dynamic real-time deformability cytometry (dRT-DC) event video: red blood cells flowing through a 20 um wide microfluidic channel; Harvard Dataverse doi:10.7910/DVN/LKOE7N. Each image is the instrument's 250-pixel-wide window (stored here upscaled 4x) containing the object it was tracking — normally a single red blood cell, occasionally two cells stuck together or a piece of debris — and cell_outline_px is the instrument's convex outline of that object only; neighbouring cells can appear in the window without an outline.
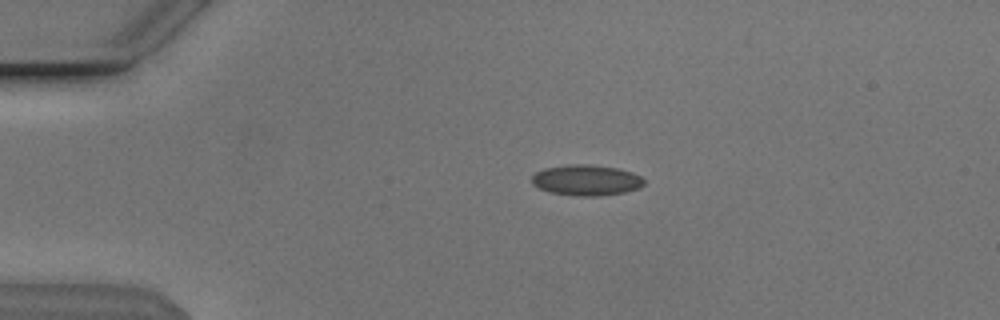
{"species": "Egyptian fruit bat (a non-hibernating species)", "species_latin": "Rousettus aegyptiacus", "temperature_condition": "cold", "stored_images_in_passage": 44, "camera_frame_rate_fps": 3000, "um_per_image_px": 0.085, "animal": {"sex": "male"}, "frame": {"image": 1, "passage_image": 2, "time_ms": 0.333, "image_size_px": [1000, 320], "cell_outline_px": [[644, 184], [640, 188], [624, 192], [596, 196], [576, 196], [548, 192], [532, 184], [532, 176], [536, 172], [544, 168], [568, 164], [588, 164], [616, 168], [632, 172], [640, 176], [644, 180]], "centroid_in_image_um": [49.82, 15.31], "position_along_channel_um": 35.2, "area_um2": 20.11}}
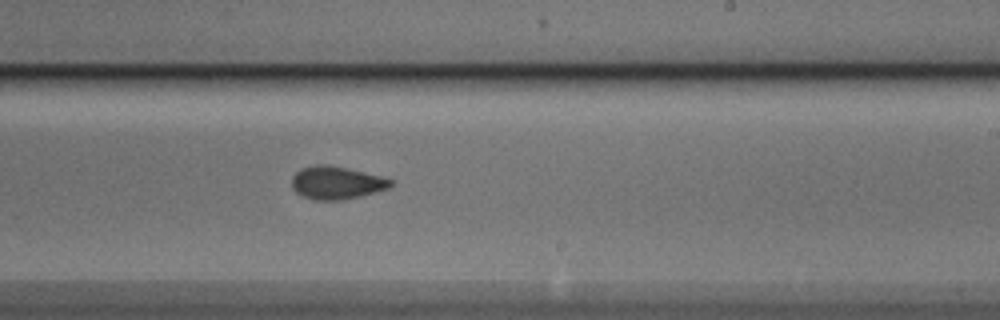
{"frame": {"image": 2, "passage_image": 23, "time_ms": 7.333, "image_size_px": [1000, 320], "cell_outline_px": [[392, 184], [388, 188], [376, 192], [344, 200], [312, 200], [296, 192], [292, 188], [292, 176], [300, 168], [316, 164], [328, 164], [348, 168], [384, 176], [392, 180]], "centroid_in_image_um": [28.6, 15.52], "position_along_channel_um": 260.4, "area_um2": 19.19}}
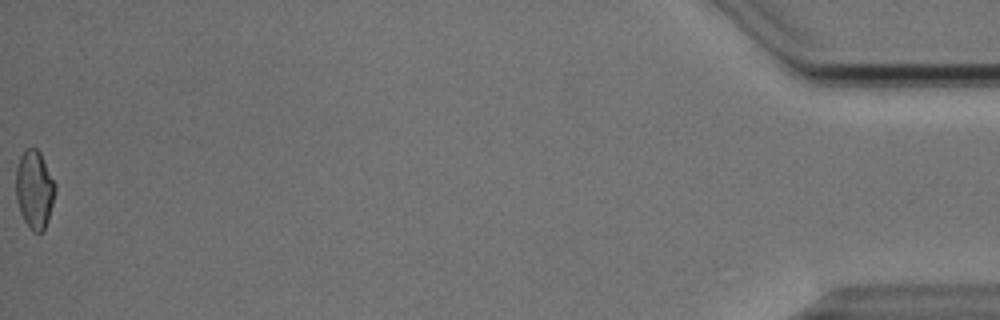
{"frame": {"image": 3, "passage_image": 44, "time_ms": 14.333, "image_size_px": [1000, 320], "cell_outline_px": [[56, 188], [48, 220], [44, 232], [32, 232], [28, 228], [20, 212], [16, 200], [16, 168], [20, 156], [24, 148], [36, 148], [40, 152], [56, 184]], "centroid_in_image_um": [2.92, 16.11], "position_along_channel_um": 432.3, "area_um2": 18.09}, "authors_computed_cell_mechanics": {"area_um2": 18.6405, "velocity_mm_per_s": 3.8659, "shape_relaxation_time_tau1_ms": 4.6182, "shape_relaxation_time_tau2_ms": 2.2736, "deformation_change_tau1": 0.1087, "deformation_change_tau2": 0.0656}}